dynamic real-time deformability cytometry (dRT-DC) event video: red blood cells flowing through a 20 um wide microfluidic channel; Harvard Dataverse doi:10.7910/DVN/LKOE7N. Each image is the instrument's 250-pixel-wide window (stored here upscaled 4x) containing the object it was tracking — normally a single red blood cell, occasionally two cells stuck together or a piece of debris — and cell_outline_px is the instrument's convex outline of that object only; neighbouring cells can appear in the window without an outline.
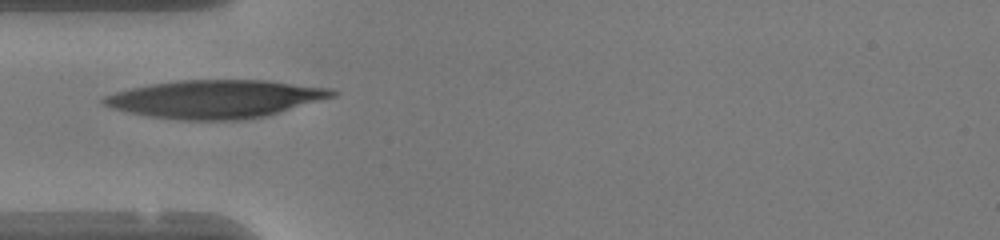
{"species": "human", "species_latin": "Homo sapiens", "temperature_condition": "warm", "stored_images_in_passage": 34, "camera_frame_rate_fps": 3000, "um_per_image_px": 0.085, "donor": {"sex": "female"}, "frame": {"image": 1, "passage_image": 1, "time_ms": 0.0, "image_size_px": [1000, 240], "cell_outline_px": [[340, 92], [336, 96], [264, 116], [240, 120], [180, 120], [148, 116], [112, 108], [104, 104], [100, 100], [104, 96], [116, 92], [132, 88], [152, 84], [180, 80], [268, 80], [332, 88]], "centroid_in_image_um": [18.35, 8.41], "position_along_channel_um": 66.6, "area_um2": 50.52}}
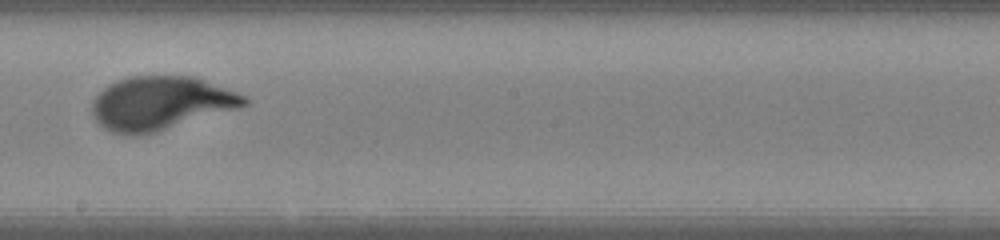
{"frame": {"image": 2, "passage_image": 13, "time_ms": 4.0, "image_size_px": [1000, 240], "cell_outline_px": [[248, 104], [236, 108], [156, 132], [136, 136], [128, 136], [108, 132], [92, 116], [92, 100], [108, 84], [116, 80], [132, 76], [196, 76], [236, 92], [244, 96], [248, 100]], "centroid_in_image_um": [13.59, 8.78], "position_along_channel_um": 234.6, "area_um2": 47.4}}
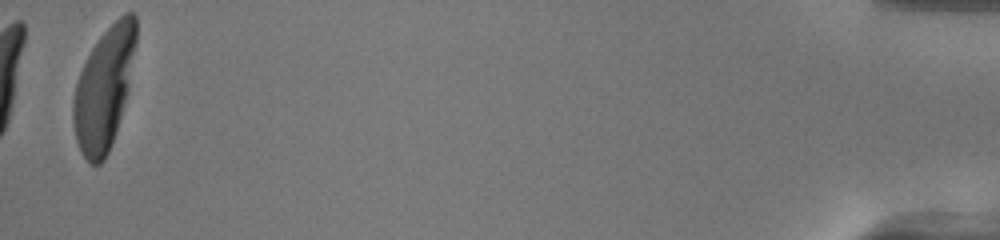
{"frame": {"image": 3, "passage_image": 34, "time_ms": 11.0, "image_size_px": [1000, 240], "cell_outline_px": [[136, 44], [128, 88], [116, 132], [108, 152], [104, 160], [100, 164], [88, 164], [80, 152], [76, 140], [72, 124], [72, 100], [76, 84], [80, 72], [92, 48], [100, 36], [124, 12], [132, 12], [136, 16]], "centroid_in_image_um": [8.82, 7.56], "position_along_channel_um": 426.4, "area_um2": 44.33}, "authors_computed_cell_mechanics": {"area_um2": 46.6446, "velocity_mm_per_s": 4.165, "shape_relaxation_time_tau1_ms": 3.2794, "shape_relaxation_time_tau2_ms": null, "deformation_change_tau1": 0.2428, "deformation_change_tau2": null}}